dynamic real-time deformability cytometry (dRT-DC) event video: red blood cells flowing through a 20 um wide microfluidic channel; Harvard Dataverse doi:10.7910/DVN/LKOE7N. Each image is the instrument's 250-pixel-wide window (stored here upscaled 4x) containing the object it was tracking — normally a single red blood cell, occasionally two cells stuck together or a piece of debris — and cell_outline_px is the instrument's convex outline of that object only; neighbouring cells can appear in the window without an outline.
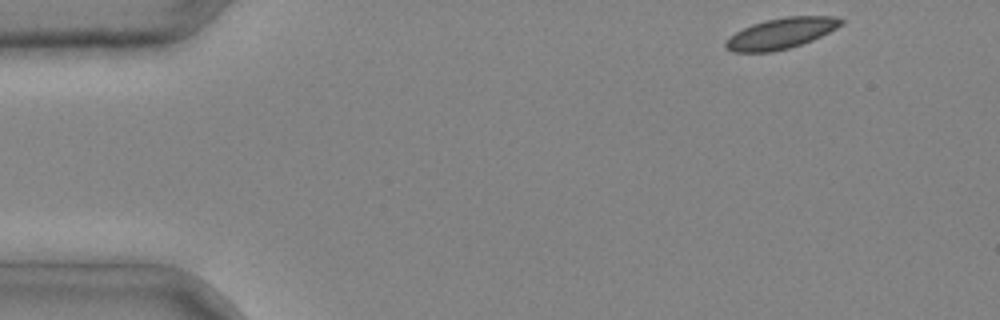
{"species": "common noctule bat (a hibernating species)", "species_latin": "Nyctalus noctula", "temperature_condition": "cold", "stored_images_in_passage": 3, "camera_frame_rate_fps": 3000, "um_per_image_px": 0.085, "animal": {"sex": "male", "body_mass_g": 20.4}, "frame": {"image": 1, "passage_image": 1, "time_ms": 0.0, "image_size_px": [1000, 320], "cell_outline_px": [[844, 24], [812, 40], [788, 48], [772, 52], [732, 52], [724, 48], [724, 44], [736, 32], [752, 24], [768, 20], [788, 16], [832, 16], [844, 20]], "centroid_in_image_um": [66.39, 2.84], "position_along_channel_um": 18.6, "area_um2": 20.4}}